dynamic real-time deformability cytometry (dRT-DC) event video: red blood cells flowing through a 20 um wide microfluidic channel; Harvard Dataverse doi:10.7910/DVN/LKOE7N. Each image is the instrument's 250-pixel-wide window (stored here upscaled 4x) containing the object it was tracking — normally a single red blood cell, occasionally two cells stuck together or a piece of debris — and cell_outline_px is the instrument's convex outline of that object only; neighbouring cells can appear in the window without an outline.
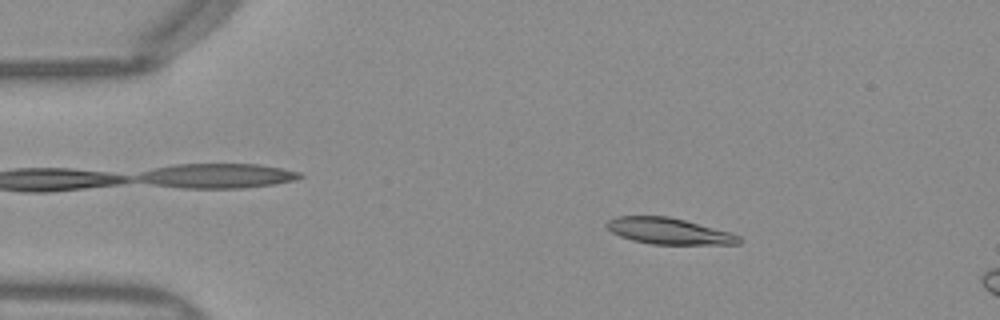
{"species": "Egyptian fruit bat (a non-hibernating species)", "species_latin": "Rousettus aegyptiacus", "temperature_condition": "warm", "stored_images_in_passage": 13, "camera_frame_rate_fps": 3000, "um_per_image_px": 0.085, "frame": {"image": 1, "passage_image": 8, "time_ms": 2.333, "image_size_px": [1000, 320], "cell_outline_px": [[740, 244], [652, 244], [632, 240], [620, 236], [612, 232], [604, 224], [608, 220], [616, 216], [668, 216], [732, 232], [740, 236]], "centroid_in_image_um": [56.84, 19.64], "position_along_channel_um": 28.2, "area_um2": 20.17}}